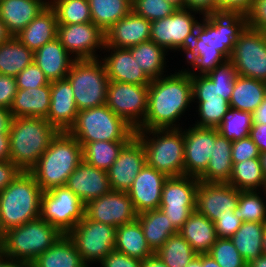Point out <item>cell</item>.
Wrapping results in <instances>:
<instances>
[{
    "mask_svg": "<svg viewBox=\"0 0 266 267\" xmlns=\"http://www.w3.org/2000/svg\"><path fill=\"white\" fill-rule=\"evenodd\" d=\"M202 18L184 55L193 68L185 69L190 76L206 75L230 59L235 41L248 26V15L241 13H213Z\"/></svg>",
    "mask_w": 266,
    "mask_h": 267,
    "instance_id": "6da1fadb",
    "label": "cell"
},
{
    "mask_svg": "<svg viewBox=\"0 0 266 267\" xmlns=\"http://www.w3.org/2000/svg\"><path fill=\"white\" fill-rule=\"evenodd\" d=\"M192 102L191 76L185 69L151 80L147 115L136 130L182 128L176 122Z\"/></svg>",
    "mask_w": 266,
    "mask_h": 267,
    "instance_id": "7a4b0ae2",
    "label": "cell"
},
{
    "mask_svg": "<svg viewBox=\"0 0 266 267\" xmlns=\"http://www.w3.org/2000/svg\"><path fill=\"white\" fill-rule=\"evenodd\" d=\"M83 161V148L68 131L58 132L36 165L29 171L42 191L65 186L70 174Z\"/></svg>",
    "mask_w": 266,
    "mask_h": 267,
    "instance_id": "3957f363",
    "label": "cell"
},
{
    "mask_svg": "<svg viewBox=\"0 0 266 267\" xmlns=\"http://www.w3.org/2000/svg\"><path fill=\"white\" fill-rule=\"evenodd\" d=\"M57 133L45 118H12L9 131L10 161L21 171L29 172Z\"/></svg>",
    "mask_w": 266,
    "mask_h": 267,
    "instance_id": "277c9868",
    "label": "cell"
},
{
    "mask_svg": "<svg viewBox=\"0 0 266 267\" xmlns=\"http://www.w3.org/2000/svg\"><path fill=\"white\" fill-rule=\"evenodd\" d=\"M42 189L30 172L21 171L0 192V216L4 232L40 217Z\"/></svg>",
    "mask_w": 266,
    "mask_h": 267,
    "instance_id": "5b68a950",
    "label": "cell"
},
{
    "mask_svg": "<svg viewBox=\"0 0 266 267\" xmlns=\"http://www.w3.org/2000/svg\"><path fill=\"white\" fill-rule=\"evenodd\" d=\"M135 136L145 149L146 164L149 167L164 173L167 177L184 175L182 128L135 130Z\"/></svg>",
    "mask_w": 266,
    "mask_h": 267,
    "instance_id": "8992f818",
    "label": "cell"
},
{
    "mask_svg": "<svg viewBox=\"0 0 266 267\" xmlns=\"http://www.w3.org/2000/svg\"><path fill=\"white\" fill-rule=\"evenodd\" d=\"M61 234L41 217L4 232L0 251L9 259L31 265Z\"/></svg>",
    "mask_w": 266,
    "mask_h": 267,
    "instance_id": "52a82bcc",
    "label": "cell"
},
{
    "mask_svg": "<svg viewBox=\"0 0 266 267\" xmlns=\"http://www.w3.org/2000/svg\"><path fill=\"white\" fill-rule=\"evenodd\" d=\"M68 132L82 147L96 141H129L135 136V129L106 104L78 111Z\"/></svg>",
    "mask_w": 266,
    "mask_h": 267,
    "instance_id": "ba28073f",
    "label": "cell"
},
{
    "mask_svg": "<svg viewBox=\"0 0 266 267\" xmlns=\"http://www.w3.org/2000/svg\"><path fill=\"white\" fill-rule=\"evenodd\" d=\"M66 79L72 86L78 111L106 104L110 81L101 59L74 60Z\"/></svg>",
    "mask_w": 266,
    "mask_h": 267,
    "instance_id": "9c48e42d",
    "label": "cell"
},
{
    "mask_svg": "<svg viewBox=\"0 0 266 267\" xmlns=\"http://www.w3.org/2000/svg\"><path fill=\"white\" fill-rule=\"evenodd\" d=\"M85 205L66 186L44 191L41 196L40 217L67 235L85 215Z\"/></svg>",
    "mask_w": 266,
    "mask_h": 267,
    "instance_id": "30bf717a",
    "label": "cell"
},
{
    "mask_svg": "<svg viewBox=\"0 0 266 267\" xmlns=\"http://www.w3.org/2000/svg\"><path fill=\"white\" fill-rule=\"evenodd\" d=\"M67 236L74 243L83 262L89 267L90 263H100L114 250L116 227L93 221L84 215Z\"/></svg>",
    "mask_w": 266,
    "mask_h": 267,
    "instance_id": "8fae6325",
    "label": "cell"
},
{
    "mask_svg": "<svg viewBox=\"0 0 266 267\" xmlns=\"http://www.w3.org/2000/svg\"><path fill=\"white\" fill-rule=\"evenodd\" d=\"M198 13L186 8H177L170 16L152 21L150 40L163 47L167 52L181 50L185 53L195 35V29L200 23L195 16Z\"/></svg>",
    "mask_w": 266,
    "mask_h": 267,
    "instance_id": "7c38bea8",
    "label": "cell"
},
{
    "mask_svg": "<svg viewBox=\"0 0 266 267\" xmlns=\"http://www.w3.org/2000/svg\"><path fill=\"white\" fill-rule=\"evenodd\" d=\"M199 179L187 175L168 177L162 187L159 209L179 230L196 210V191Z\"/></svg>",
    "mask_w": 266,
    "mask_h": 267,
    "instance_id": "4fadbf2b",
    "label": "cell"
},
{
    "mask_svg": "<svg viewBox=\"0 0 266 267\" xmlns=\"http://www.w3.org/2000/svg\"><path fill=\"white\" fill-rule=\"evenodd\" d=\"M237 75L266 82V32L247 26L229 59Z\"/></svg>",
    "mask_w": 266,
    "mask_h": 267,
    "instance_id": "5bb4252c",
    "label": "cell"
},
{
    "mask_svg": "<svg viewBox=\"0 0 266 267\" xmlns=\"http://www.w3.org/2000/svg\"><path fill=\"white\" fill-rule=\"evenodd\" d=\"M148 88L149 85L110 81L106 105L136 130L147 115Z\"/></svg>",
    "mask_w": 266,
    "mask_h": 267,
    "instance_id": "9a60e30c",
    "label": "cell"
},
{
    "mask_svg": "<svg viewBox=\"0 0 266 267\" xmlns=\"http://www.w3.org/2000/svg\"><path fill=\"white\" fill-rule=\"evenodd\" d=\"M57 38L75 60L98 58L103 50L105 34L93 22L57 25Z\"/></svg>",
    "mask_w": 266,
    "mask_h": 267,
    "instance_id": "2e32d148",
    "label": "cell"
},
{
    "mask_svg": "<svg viewBox=\"0 0 266 267\" xmlns=\"http://www.w3.org/2000/svg\"><path fill=\"white\" fill-rule=\"evenodd\" d=\"M85 216L93 221L119 227L137 219L132 201L125 191H110L85 204Z\"/></svg>",
    "mask_w": 266,
    "mask_h": 267,
    "instance_id": "e0dca14e",
    "label": "cell"
},
{
    "mask_svg": "<svg viewBox=\"0 0 266 267\" xmlns=\"http://www.w3.org/2000/svg\"><path fill=\"white\" fill-rule=\"evenodd\" d=\"M215 128L192 125L184 129V175L199 178L214 150Z\"/></svg>",
    "mask_w": 266,
    "mask_h": 267,
    "instance_id": "ac0fdd59",
    "label": "cell"
},
{
    "mask_svg": "<svg viewBox=\"0 0 266 267\" xmlns=\"http://www.w3.org/2000/svg\"><path fill=\"white\" fill-rule=\"evenodd\" d=\"M238 200L239 190L229 183L200 181L196 191V210L214 223L220 214L234 213Z\"/></svg>",
    "mask_w": 266,
    "mask_h": 267,
    "instance_id": "d6986e66",
    "label": "cell"
},
{
    "mask_svg": "<svg viewBox=\"0 0 266 267\" xmlns=\"http://www.w3.org/2000/svg\"><path fill=\"white\" fill-rule=\"evenodd\" d=\"M145 164V149L141 141L133 136L122 147L116 161L107 171L111 190L127 192Z\"/></svg>",
    "mask_w": 266,
    "mask_h": 267,
    "instance_id": "ffe728a7",
    "label": "cell"
},
{
    "mask_svg": "<svg viewBox=\"0 0 266 267\" xmlns=\"http://www.w3.org/2000/svg\"><path fill=\"white\" fill-rule=\"evenodd\" d=\"M167 178L164 173L144 165L127 191L137 214L159 208Z\"/></svg>",
    "mask_w": 266,
    "mask_h": 267,
    "instance_id": "44dd1931",
    "label": "cell"
},
{
    "mask_svg": "<svg viewBox=\"0 0 266 267\" xmlns=\"http://www.w3.org/2000/svg\"><path fill=\"white\" fill-rule=\"evenodd\" d=\"M65 186L71 189L84 205L111 191L108 173L84 160L70 174Z\"/></svg>",
    "mask_w": 266,
    "mask_h": 267,
    "instance_id": "7402d4cb",
    "label": "cell"
},
{
    "mask_svg": "<svg viewBox=\"0 0 266 267\" xmlns=\"http://www.w3.org/2000/svg\"><path fill=\"white\" fill-rule=\"evenodd\" d=\"M78 114L74 93L65 78L51 82L50 108L46 120L58 131H69Z\"/></svg>",
    "mask_w": 266,
    "mask_h": 267,
    "instance_id": "603a6c76",
    "label": "cell"
},
{
    "mask_svg": "<svg viewBox=\"0 0 266 267\" xmlns=\"http://www.w3.org/2000/svg\"><path fill=\"white\" fill-rule=\"evenodd\" d=\"M103 50L111 53L104 55V64L109 81L149 85L151 80L144 74L128 48L104 46ZM108 56V57H107Z\"/></svg>",
    "mask_w": 266,
    "mask_h": 267,
    "instance_id": "cb8c5ba5",
    "label": "cell"
},
{
    "mask_svg": "<svg viewBox=\"0 0 266 267\" xmlns=\"http://www.w3.org/2000/svg\"><path fill=\"white\" fill-rule=\"evenodd\" d=\"M151 22L131 10L105 34L104 46L130 48L150 40Z\"/></svg>",
    "mask_w": 266,
    "mask_h": 267,
    "instance_id": "d4e9b609",
    "label": "cell"
},
{
    "mask_svg": "<svg viewBox=\"0 0 266 267\" xmlns=\"http://www.w3.org/2000/svg\"><path fill=\"white\" fill-rule=\"evenodd\" d=\"M66 51L58 38L34 52L33 62L50 82L65 79L75 59Z\"/></svg>",
    "mask_w": 266,
    "mask_h": 267,
    "instance_id": "484cf974",
    "label": "cell"
},
{
    "mask_svg": "<svg viewBox=\"0 0 266 267\" xmlns=\"http://www.w3.org/2000/svg\"><path fill=\"white\" fill-rule=\"evenodd\" d=\"M48 5L49 0H0V19L16 36Z\"/></svg>",
    "mask_w": 266,
    "mask_h": 267,
    "instance_id": "4316f807",
    "label": "cell"
},
{
    "mask_svg": "<svg viewBox=\"0 0 266 267\" xmlns=\"http://www.w3.org/2000/svg\"><path fill=\"white\" fill-rule=\"evenodd\" d=\"M57 25L55 11L48 5L15 37L35 52L57 38Z\"/></svg>",
    "mask_w": 266,
    "mask_h": 267,
    "instance_id": "83f0119b",
    "label": "cell"
},
{
    "mask_svg": "<svg viewBox=\"0 0 266 267\" xmlns=\"http://www.w3.org/2000/svg\"><path fill=\"white\" fill-rule=\"evenodd\" d=\"M51 83L38 88L18 89L10 112L13 118H47L50 108Z\"/></svg>",
    "mask_w": 266,
    "mask_h": 267,
    "instance_id": "f1b7e54d",
    "label": "cell"
},
{
    "mask_svg": "<svg viewBox=\"0 0 266 267\" xmlns=\"http://www.w3.org/2000/svg\"><path fill=\"white\" fill-rule=\"evenodd\" d=\"M178 233L198 255L208 254L218 239L215 224L197 210L191 213Z\"/></svg>",
    "mask_w": 266,
    "mask_h": 267,
    "instance_id": "f546056e",
    "label": "cell"
},
{
    "mask_svg": "<svg viewBox=\"0 0 266 267\" xmlns=\"http://www.w3.org/2000/svg\"><path fill=\"white\" fill-rule=\"evenodd\" d=\"M214 150L205 172L198 178L202 182L227 183L232 173V141L222 136L215 128Z\"/></svg>",
    "mask_w": 266,
    "mask_h": 267,
    "instance_id": "4dcf8cb0",
    "label": "cell"
},
{
    "mask_svg": "<svg viewBox=\"0 0 266 267\" xmlns=\"http://www.w3.org/2000/svg\"><path fill=\"white\" fill-rule=\"evenodd\" d=\"M31 267H88L82 260L74 243L67 235L58 240L39 255Z\"/></svg>",
    "mask_w": 266,
    "mask_h": 267,
    "instance_id": "1f68e13d",
    "label": "cell"
},
{
    "mask_svg": "<svg viewBox=\"0 0 266 267\" xmlns=\"http://www.w3.org/2000/svg\"><path fill=\"white\" fill-rule=\"evenodd\" d=\"M146 242L155 253L171 237L178 233V230L169 221V218L159 208L146 211L137 215Z\"/></svg>",
    "mask_w": 266,
    "mask_h": 267,
    "instance_id": "d6a6232c",
    "label": "cell"
},
{
    "mask_svg": "<svg viewBox=\"0 0 266 267\" xmlns=\"http://www.w3.org/2000/svg\"><path fill=\"white\" fill-rule=\"evenodd\" d=\"M114 250L141 261L154 254L137 219L116 227Z\"/></svg>",
    "mask_w": 266,
    "mask_h": 267,
    "instance_id": "836d02e7",
    "label": "cell"
},
{
    "mask_svg": "<svg viewBox=\"0 0 266 267\" xmlns=\"http://www.w3.org/2000/svg\"><path fill=\"white\" fill-rule=\"evenodd\" d=\"M265 99V82L238 75L235 79L230 107L253 113Z\"/></svg>",
    "mask_w": 266,
    "mask_h": 267,
    "instance_id": "e575fe53",
    "label": "cell"
},
{
    "mask_svg": "<svg viewBox=\"0 0 266 267\" xmlns=\"http://www.w3.org/2000/svg\"><path fill=\"white\" fill-rule=\"evenodd\" d=\"M128 49L150 80L166 76L164 69L167 63V58L165 57L167 51L163 47L157 45L152 40H148Z\"/></svg>",
    "mask_w": 266,
    "mask_h": 267,
    "instance_id": "d590c367",
    "label": "cell"
},
{
    "mask_svg": "<svg viewBox=\"0 0 266 267\" xmlns=\"http://www.w3.org/2000/svg\"><path fill=\"white\" fill-rule=\"evenodd\" d=\"M266 222H242L230 238L237 251L248 263L262 255V240Z\"/></svg>",
    "mask_w": 266,
    "mask_h": 267,
    "instance_id": "8d00e7d4",
    "label": "cell"
},
{
    "mask_svg": "<svg viewBox=\"0 0 266 267\" xmlns=\"http://www.w3.org/2000/svg\"><path fill=\"white\" fill-rule=\"evenodd\" d=\"M34 52L29 50L15 36L0 44V74L16 77L33 63Z\"/></svg>",
    "mask_w": 266,
    "mask_h": 267,
    "instance_id": "74e56055",
    "label": "cell"
},
{
    "mask_svg": "<svg viewBox=\"0 0 266 267\" xmlns=\"http://www.w3.org/2000/svg\"><path fill=\"white\" fill-rule=\"evenodd\" d=\"M92 22L104 33L132 10V0H88Z\"/></svg>",
    "mask_w": 266,
    "mask_h": 267,
    "instance_id": "f35d334b",
    "label": "cell"
},
{
    "mask_svg": "<svg viewBox=\"0 0 266 267\" xmlns=\"http://www.w3.org/2000/svg\"><path fill=\"white\" fill-rule=\"evenodd\" d=\"M227 183L239 191L266 190V178L262 171L260 159L253 158L233 163L232 173Z\"/></svg>",
    "mask_w": 266,
    "mask_h": 267,
    "instance_id": "ab89813d",
    "label": "cell"
},
{
    "mask_svg": "<svg viewBox=\"0 0 266 267\" xmlns=\"http://www.w3.org/2000/svg\"><path fill=\"white\" fill-rule=\"evenodd\" d=\"M128 141H96L86 143L83 148V160L88 164L108 171L116 161L120 150Z\"/></svg>",
    "mask_w": 266,
    "mask_h": 267,
    "instance_id": "60d3db41",
    "label": "cell"
},
{
    "mask_svg": "<svg viewBox=\"0 0 266 267\" xmlns=\"http://www.w3.org/2000/svg\"><path fill=\"white\" fill-rule=\"evenodd\" d=\"M155 253L168 267H186L198 255L179 233L171 235Z\"/></svg>",
    "mask_w": 266,
    "mask_h": 267,
    "instance_id": "b9f144b4",
    "label": "cell"
},
{
    "mask_svg": "<svg viewBox=\"0 0 266 267\" xmlns=\"http://www.w3.org/2000/svg\"><path fill=\"white\" fill-rule=\"evenodd\" d=\"M58 25L92 22L88 0H50Z\"/></svg>",
    "mask_w": 266,
    "mask_h": 267,
    "instance_id": "7bdbcfd3",
    "label": "cell"
},
{
    "mask_svg": "<svg viewBox=\"0 0 266 267\" xmlns=\"http://www.w3.org/2000/svg\"><path fill=\"white\" fill-rule=\"evenodd\" d=\"M259 190L239 191L238 205L234 214L243 222H266V201ZM264 196H266V190Z\"/></svg>",
    "mask_w": 266,
    "mask_h": 267,
    "instance_id": "ee69618b",
    "label": "cell"
},
{
    "mask_svg": "<svg viewBox=\"0 0 266 267\" xmlns=\"http://www.w3.org/2000/svg\"><path fill=\"white\" fill-rule=\"evenodd\" d=\"M252 125V113L230 107L217 129L227 140L235 141L248 137Z\"/></svg>",
    "mask_w": 266,
    "mask_h": 267,
    "instance_id": "f6af8a7d",
    "label": "cell"
},
{
    "mask_svg": "<svg viewBox=\"0 0 266 267\" xmlns=\"http://www.w3.org/2000/svg\"><path fill=\"white\" fill-rule=\"evenodd\" d=\"M193 102L198 104L196 107L200 119L194 124L198 127L217 128L230 109L229 102L224 98H193Z\"/></svg>",
    "mask_w": 266,
    "mask_h": 267,
    "instance_id": "bcb514c9",
    "label": "cell"
},
{
    "mask_svg": "<svg viewBox=\"0 0 266 267\" xmlns=\"http://www.w3.org/2000/svg\"><path fill=\"white\" fill-rule=\"evenodd\" d=\"M208 254L220 267H247L230 238H218Z\"/></svg>",
    "mask_w": 266,
    "mask_h": 267,
    "instance_id": "7dc6e473",
    "label": "cell"
},
{
    "mask_svg": "<svg viewBox=\"0 0 266 267\" xmlns=\"http://www.w3.org/2000/svg\"><path fill=\"white\" fill-rule=\"evenodd\" d=\"M206 76L217 86L219 95L229 102L235 79L238 76L234 64L228 59L226 62L216 66Z\"/></svg>",
    "mask_w": 266,
    "mask_h": 267,
    "instance_id": "c3c4849f",
    "label": "cell"
},
{
    "mask_svg": "<svg viewBox=\"0 0 266 267\" xmlns=\"http://www.w3.org/2000/svg\"><path fill=\"white\" fill-rule=\"evenodd\" d=\"M132 10L152 22L170 16L177 7L166 0H132Z\"/></svg>",
    "mask_w": 266,
    "mask_h": 267,
    "instance_id": "681fc988",
    "label": "cell"
},
{
    "mask_svg": "<svg viewBox=\"0 0 266 267\" xmlns=\"http://www.w3.org/2000/svg\"><path fill=\"white\" fill-rule=\"evenodd\" d=\"M15 78L18 89L38 88L51 83L34 62L23 69Z\"/></svg>",
    "mask_w": 266,
    "mask_h": 267,
    "instance_id": "f907efd6",
    "label": "cell"
},
{
    "mask_svg": "<svg viewBox=\"0 0 266 267\" xmlns=\"http://www.w3.org/2000/svg\"><path fill=\"white\" fill-rule=\"evenodd\" d=\"M259 156V149L249 136L240 140L232 141L231 157L233 163L259 158Z\"/></svg>",
    "mask_w": 266,
    "mask_h": 267,
    "instance_id": "816d5d0a",
    "label": "cell"
},
{
    "mask_svg": "<svg viewBox=\"0 0 266 267\" xmlns=\"http://www.w3.org/2000/svg\"><path fill=\"white\" fill-rule=\"evenodd\" d=\"M193 98H223L217 86L206 75L191 76Z\"/></svg>",
    "mask_w": 266,
    "mask_h": 267,
    "instance_id": "f5cc1de1",
    "label": "cell"
},
{
    "mask_svg": "<svg viewBox=\"0 0 266 267\" xmlns=\"http://www.w3.org/2000/svg\"><path fill=\"white\" fill-rule=\"evenodd\" d=\"M242 220L234 213L219 215V219L214 222L218 238H231L242 225Z\"/></svg>",
    "mask_w": 266,
    "mask_h": 267,
    "instance_id": "db71d44e",
    "label": "cell"
},
{
    "mask_svg": "<svg viewBox=\"0 0 266 267\" xmlns=\"http://www.w3.org/2000/svg\"><path fill=\"white\" fill-rule=\"evenodd\" d=\"M17 91L16 78L0 74V107L10 109Z\"/></svg>",
    "mask_w": 266,
    "mask_h": 267,
    "instance_id": "11a10c76",
    "label": "cell"
},
{
    "mask_svg": "<svg viewBox=\"0 0 266 267\" xmlns=\"http://www.w3.org/2000/svg\"><path fill=\"white\" fill-rule=\"evenodd\" d=\"M255 0H216L217 13H241L248 15Z\"/></svg>",
    "mask_w": 266,
    "mask_h": 267,
    "instance_id": "9f6ffc18",
    "label": "cell"
},
{
    "mask_svg": "<svg viewBox=\"0 0 266 267\" xmlns=\"http://www.w3.org/2000/svg\"><path fill=\"white\" fill-rule=\"evenodd\" d=\"M100 264L101 267H141V260L113 250L103 258Z\"/></svg>",
    "mask_w": 266,
    "mask_h": 267,
    "instance_id": "6f0895ef",
    "label": "cell"
},
{
    "mask_svg": "<svg viewBox=\"0 0 266 267\" xmlns=\"http://www.w3.org/2000/svg\"><path fill=\"white\" fill-rule=\"evenodd\" d=\"M248 26L266 32V0H255L248 14Z\"/></svg>",
    "mask_w": 266,
    "mask_h": 267,
    "instance_id": "680465c9",
    "label": "cell"
},
{
    "mask_svg": "<svg viewBox=\"0 0 266 267\" xmlns=\"http://www.w3.org/2000/svg\"><path fill=\"white\" fill-rule=\"evenodd\" d=\"M21 172L10 160L0 162V192L4 190Z\"/></svg>",
    "mask_w": 266,
    "mask_h": 267,
    "instance_id": "91938a15",
    "label": "cell"
},
{
    "mask_svg": "<svg viewBox=\"0 0 266 267\" xmlns=\"http://www.w3.org/2000/svg\"><path fill=\"white\" fill-rule=\"evenodd\" d=\"M184 8L197 11L203 16L217 13L216 0H184Z\"/></svg>",
    "mask_w": 266,
    "mask_h": 267,
    "instance_id": "94428289",
    "label": "cell"
},
{
    "mask_svg": "<svg viewBox=\"0 0 266 267\" xmlns=\"http://www.w3.org/2000/svg\"><path fill=\"white\" fill-rule=\"evenodd\" d=\"M260 153L266 152V124H253L249 132Z\"/></svg>",
    "mask_w": 266,
    "mask_h": 267,
    "instance_id": "6125c7cd",
    "label": "cell"
},
{
    "mask_svg": "<svg viewBox=\"0 0 266 267\" xmlns=\"http://www.w3.org/2000/svg\"><path fill=\"white\" fill-rule=\"evenodd\" d=\"M10 160L9 133H0V162Z\"/></svg>",
    "mask_w": 266,
    "mask_h": 267,
    "instance_id": "be15d7a7",
    "label": "cell"
},
{
    "mask_svg": "<svg viewBox=\"0 0 266 267\" xmlns=\"http://www.w3.org/2000/svg\"><path fill=\"white\" fill-rule=\"evenodd\" d=\"M12 118L10 109L0 107V133H9Z\"/></svg>",
    "mask_w": 266,
    "mask_h": 267,
    "instance_id": "e7e4bbea",
    "label": "cell"
},
{
    "mask_svg": "<svg viewBox=\"0 0 266 267\" xmlns=\"http://www.w3.org/2000/svg\"><path fill=\"white\" fill-rule=\"evenodd\" d=\"M253 124H266V99L252 113Z\"/></svg>",
    "mask_w": 266,
    "mask_h": 267,
    "instance_id": "03108f58",
    "label": "cell"
},
{
    "mask_svg": "<svg viewBox=\"0 0 266 267\" xmlns=\"http://www.w3.org/2000/svg\"><path fill=\"white\" fill-rule=\"evenodd\" d=\"M141 267H168L160 257L154 253L152 256L147 257L141 261Z\"/></svg>",
    "mask_w": 266,
    "mask_h": 267,
    "instance_id": "003e7915",
    "label": "cell"
},
{
    "mask_svg": "<svg viewBox=\"0 0 266 267\" xmlns=\"http://www.w3.org/2000/svg\"><path fill=\"white\" fill-rule=\"evenodd\" d=\"M0 267H31V265L25 262L9 259L0 251Z\"/></svg>",
    "mask_w": 266,
    "mask_h": 267,
    "instance_id": "a7ac6f4b",
    "label": "cell"
},
{
    "mask_svg": "<svg viewBox=\"0 0 266 267\" xmlns=\"http://www.w3.org/2000/svg\"><path fill=\"white\" fill-rule=\"evenodd\" d=\"M13 35L10 33L6 24L0 19V44L10 40Z\"/></svg>",
    "mask_w": 266,
    "mask_h": 267,
    "instance_id": "89a4df30",
    "label": "cell"
},
{
    "mask_svg": "<svg viewBox=\"0 0 266 267\" xmlns=\"http://www.w3.org/2000/svg\"><path fill=\"white\" fill-rule=\"evenodd\" d=\"M201 267H220L209 254H201Z\"/></svg>",
    "mask_w": 266,
    "mask_h": 267,
    "instance_id": "2644e50d",
    "label": "cell"
},
{
    "mask_svg": "<svg viewBox=\"0 0 266 267\" xmlns=\"http://www.w3.org/2000/svg\"><path fill=\"white\" fill-rule=\"evenodd\" d=\"M247 267H266V255H261L258 258L250 260L247 263Z\"/></svg>",
    "mask_w": 266,
    "mask_h": 267,
    "instance_id": "8c879c8a",
    "label": "cell"
},
{
    "mask_svg": "<svg viewBox=\"0 0 266 267\" xmlns=\"http://www.w3.org/2000/svg\"><path fill=\"white\" fill-rule=\"evenodd\" d=\"M186 267H201V254L195 256Z\"/></svg>",
    "mask_w": 266,
    "mask_h": 267,
    "instance_id": "753ad0ef",
    "label": "cell"
},
{
    "mask_svg": "<svg viewBox=\"0 0 266 267\" xmlns=\"http://www.w3.org/2000/svg\"><path fill=\"white\" fill-rule=\"evenodd\" d=\"M259 159H260V163H261L263 174H264V176L266 178V152L265 153H260Z\"/></svg>",
    "mask_w": 266,
    "mask_h": 267,
    "instance_id": "34e18365",
    "label": "cell"
},
{
    "mask_svg": "<svg viewBox=\"0 0 266 267\" xmlns=\"http://www.w3.org/2000/svg\"><path fill=\"white\" fill-rule=\"evenodd\" d=\"M167 2H170L177 8H184V0H166Z\"/></svg>",
    "mask_w": 266,
    "mask_h": 267,
    "instance_id": "11e5206c",
    "label": "cell"
},
{
    "mask_svg": "<svg viewBox=\"0 0 266 267\" xmlns=\"http://www.w3.org/2000/svg\"><path fill=\"white\" fill-rule=\"evenodd\" d=\"M262 254L266 255V227L263 234V240H262Z\"/></svg>",
    "mask_w": 266,
    "mask_h": 267,
    "instance_id": "2a66077c",
    "label": "cell"
},
{
    "mask_svg": "<svg viewBox=\"0 0 266 267\" xmlns=\"http://www.w3.org/2000/svg\"><path fill=\"white\" fill-rule=\"evenodd\" d=\"M3 236H4V231L2 229L1 216H0V245L2 243Z\"/></svg>",
    "mask_w": 266,
    "mask_h": 267,
    "instance_id": "b9fcfbb0",
    "label": "cell"
},
{
    "mask_svg": "<svg viewBox=\"0 0 266 267\" xmlns=\"http://www.w3.org/2000/svg\"><path fill=\"white\" fill-rule=\"evenodd\" d=\"M265 99H266V82H265Z\"/></svg>",
    "mask_w": 266,
    "mask_h": 267,
    "instance_id": "09005b40",
    "label": "cell"
}]
</instances>
